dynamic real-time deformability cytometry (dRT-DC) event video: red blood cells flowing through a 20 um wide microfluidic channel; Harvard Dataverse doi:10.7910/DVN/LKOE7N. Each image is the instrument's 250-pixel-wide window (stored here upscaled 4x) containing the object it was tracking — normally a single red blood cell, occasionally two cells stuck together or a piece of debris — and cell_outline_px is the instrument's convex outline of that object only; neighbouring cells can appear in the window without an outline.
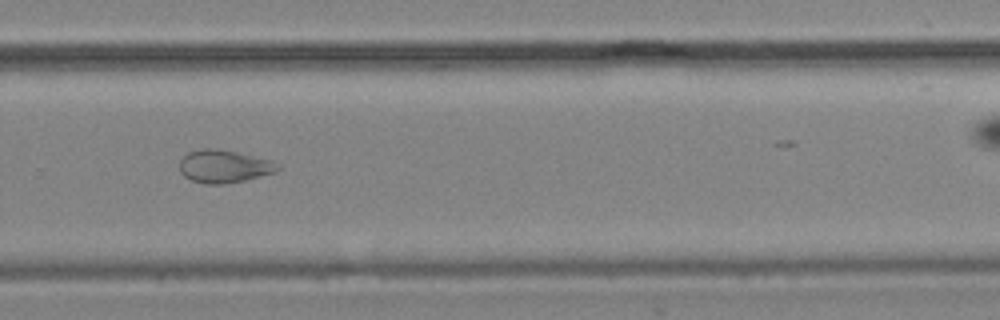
{"species": "common noctule bat (a hibernating species)", "species_latin": "Nyctalus noctula", "temperature_condition": "cold", "stored_images_in_passage": 10, "camera_frame_rate_fps": 3000, "um_per_image_px": 0.085, "animal": {"sex": "male", "body_mass_g": 19.2, "forearm_length_mm": 51.8}, "frame": {"image": 1, "passage_image": 10, "time_ms": 11.333, "image_size_px": [1000, 320], "cell_outline_px": [[280, 168], [276, 172], [228, 184], [204, 184], [192, 180], [184, 176], [180, 172], [180, 160], [188, 152], [204, 148], [216, 148], [236, 152], [272, 160], [280, 164]], "centroid_in_image_um": [19.05, 14.14], "position_along_channel_um": 310.7, "area_um2": 18.84}}